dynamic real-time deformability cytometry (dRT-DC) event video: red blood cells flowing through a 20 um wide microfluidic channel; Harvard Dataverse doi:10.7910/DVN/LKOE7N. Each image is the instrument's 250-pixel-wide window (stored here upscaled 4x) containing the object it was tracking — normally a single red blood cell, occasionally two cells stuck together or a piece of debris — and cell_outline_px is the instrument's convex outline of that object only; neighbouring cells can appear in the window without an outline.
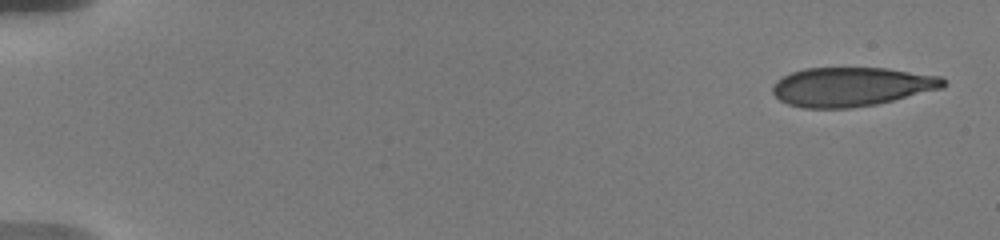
{"species": "human", "species_latin": "Homo sapiens", "temperature_condition": "warm", "stored_images_in_passage": 7, "camera_frame_rate_fps": 3000, "um_per_image_px": 0.085, "donor": {"sex": "male"}, "frame": {"image": 1, "passage_image": 1, "time_ms": 0.0, "image_size_px": [1000, 240], "cell_outline_px": [[948, 84], [944, 88], [876, 104], [852, 108], [804, 108], [788, 104], [780, 100], [772, 92], [772, 84], [776, 80], [792, 72], [804, 68], [888, 68], [940, 76]], "centroid_in_image_um": [72.38, 7.37], "position_along_channel_um": 12.6, "area_um2": 39.02}}